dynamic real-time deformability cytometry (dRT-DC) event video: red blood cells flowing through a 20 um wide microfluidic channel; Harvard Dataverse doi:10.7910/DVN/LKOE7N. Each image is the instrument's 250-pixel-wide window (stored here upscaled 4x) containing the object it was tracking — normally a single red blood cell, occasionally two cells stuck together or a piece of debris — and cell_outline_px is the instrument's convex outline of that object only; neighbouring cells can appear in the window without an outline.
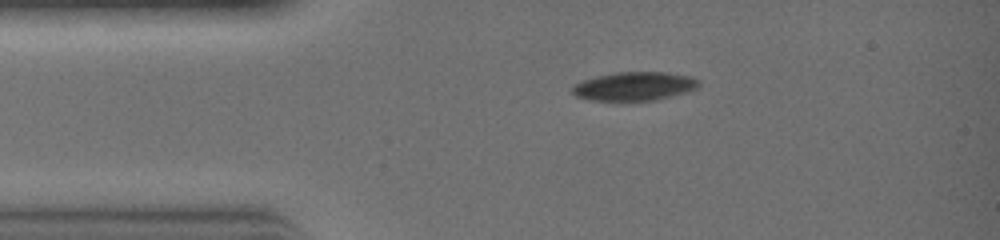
{"species": "common noctule bat (a hibernating species)", "species_latin": "Nyctalus noctula", "temperature_condition": "warm", "stored_images_in_passage": 26, "camera_frame_rate_fps": 3000, "um_per_image_px": 0.085, "animal": {"sex": "female", "body_mass_g": 19.0, "forearm_length_mm": 51.5}, "frame": {"image": 1, "passage_image": 1, "time_ms": 0.0, "image_size_px": [1000, 240], "cell_outline_px": [[700, 84], [696, 88], [684, 92], [656, 100], [588, 100], [576, 96], [572, 92], [572, 84], [596, 76], [616, 72], [668, 72], [692, 76], [700, 80]], "centroid_in_image_um": [53.91, 7.32], "position_along_channel_um": 31.1, "area_um2": 21.1}}
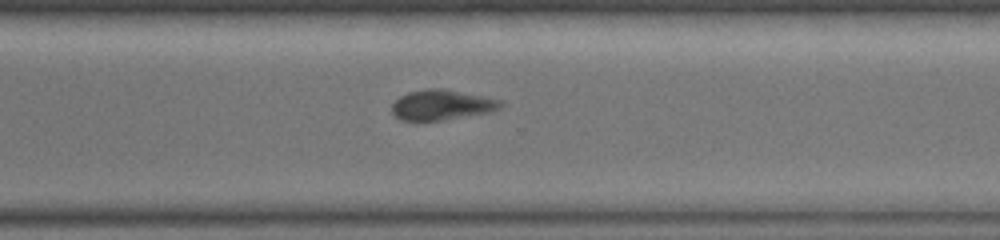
{"frame": {"image": 2, "passage_image": 17, "time_ms": 5.333, "image_size_px": [1000, 240], "cell_outline_px": [[504, 104], [500, 108], [492, 112], [440, 120], [400, 120], [392, 112], [392, 104], [400, 96], [408, 92], [428, 88], [444, 88], [500, 100]], "centroid_in_image_um": [37.55, 8.91], "position_along_channel_um": 333.1, "area_um2": 19.02}}
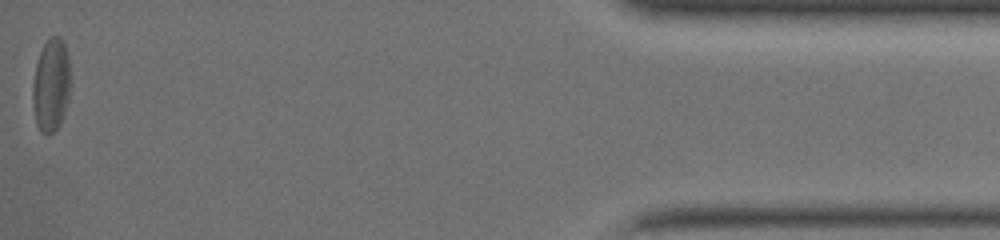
{"frame": {"image": 3, "passage_image": 26, "time_ms": 8.333, "image_size_px": [1000, 240], "cell_outline_px": [[68, 100], [64, 116], [60, 124], [52, 132], [40, 132], [36, 124], [32, 96], [32, 88], [36, 64], [40, 52], [48, 36], [60, 36], [64, 44], [68, 56]], "centroid_in_image_um": [4.32, 7.22], "position_along_channel_um": 430.9, "area_um2": 20.17}}